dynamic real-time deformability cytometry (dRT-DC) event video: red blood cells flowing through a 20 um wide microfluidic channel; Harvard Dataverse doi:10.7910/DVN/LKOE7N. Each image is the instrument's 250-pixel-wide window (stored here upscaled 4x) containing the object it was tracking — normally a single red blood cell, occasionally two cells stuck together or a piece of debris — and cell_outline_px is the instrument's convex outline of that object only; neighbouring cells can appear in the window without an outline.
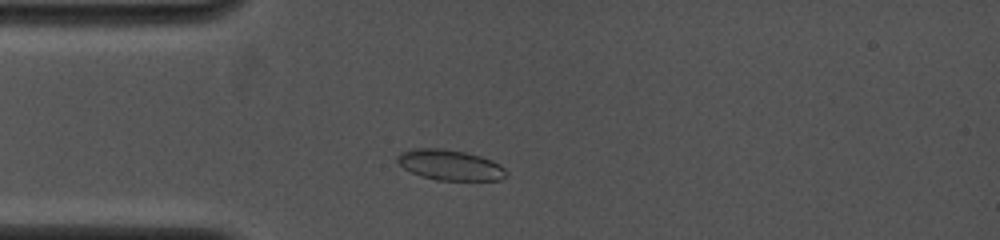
{"species": "common noctule bat (a hibernating species)", "species_latin": "Nyctalus noctula", "temperature_condition": "cold", "stored_images_in_passage": 5, "camera_frame_rate_fps": 4000, "um_per_image_px": 0.085, "animal": {"sex": "female", "body_mass_g": 19.0, "forearm_length_mm": 53.3}, "frame": {"image": 1, "passage_image": 2, "time_ms": 1.0, "image_size_px": [1000, 240], "cell_outline_px": [[508, 176], [500, 180], [436, 180], [412, 172], [404, 168], [396, 160], [396, 156], [400, 152], [416, 148], [444, 148], [464, 152], [480, 156], [492, 160], [500, 164], [508, 172]], "centroid_in_image_um": [38.28, 14.02], "position_along_channel_um": 46.7, "area_um2": 19.36}}
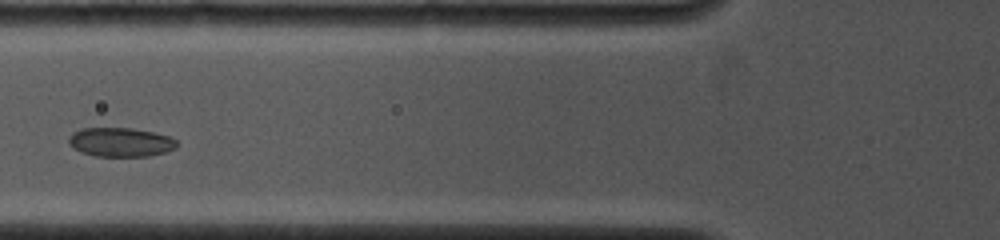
{"frame": {"image": 2, "passage_image": 4, "time_ms": 3.0, "image_size_px": [1000, 240], "cell_outline_px": [[176, 144], [172, 148], [164, 152], [148, 156], [96, 156], [80, 152], [68, 144], [68, 136], [72, 132], [80, 128], [132, 128], [152, 132], [168, 136], [176, 140]], "centroid_in_image_um": [10.16, 12.07], "position_along_channel_um": 115.6, "area_um2": 18.21}}
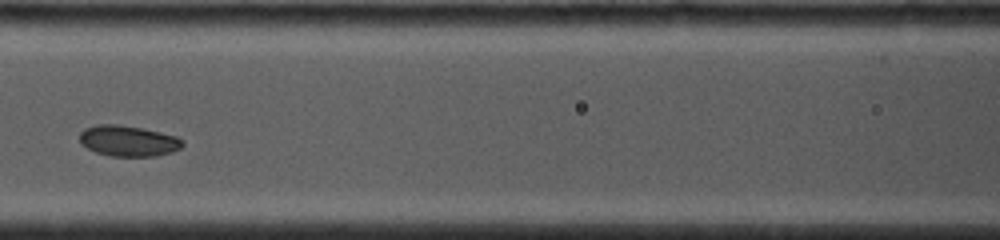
{"frame": {"image": 3, "passage_image": 5, "time_ms": 4.0, "image_size_px": [1000, 240], "cell_outline_px": [[184, 144], [180, 148], [172, 152], [156, 156], [112, 156], [96, 152], [80, 144], [80, 132], [84, 128], [96, 124], [120, 124], [160, 132], [176, 136], [184, 140]], "centroid_in_image_um": [10.9, 11.97], "position_along_channel_um": 155.7, "area_um2": 18.55}}